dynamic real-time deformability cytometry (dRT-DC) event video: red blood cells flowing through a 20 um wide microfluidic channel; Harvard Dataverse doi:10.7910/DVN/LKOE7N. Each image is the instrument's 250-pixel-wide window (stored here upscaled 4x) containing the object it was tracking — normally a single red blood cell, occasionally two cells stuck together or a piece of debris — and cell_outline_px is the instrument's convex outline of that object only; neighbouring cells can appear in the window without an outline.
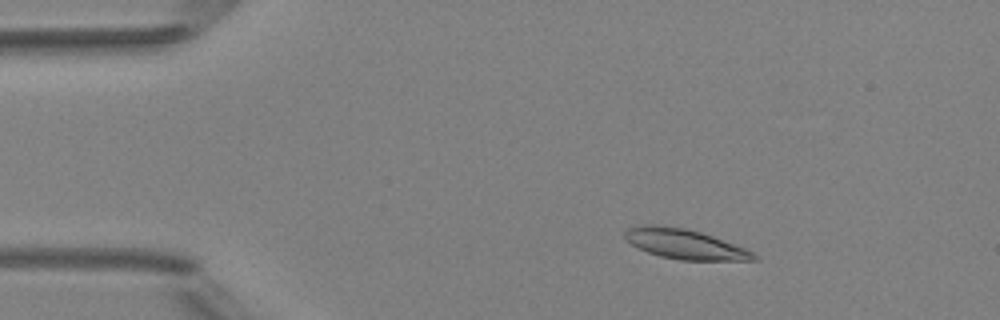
{"species": "Egyptian fruit bat (a non-hibernating species)", "species_latin": "Rousettus aegyptiacus", "temperature_condition": "room temperature", "stored_images_in_passage": 4, "camera_frame_rate_fps": 3000, "um_per_image_px": 0.085, "animal": {"sex": "female"}, "frame": {"image": 1, "passage_image": 3, "time_ms": 2.333, "image_size_px": [1000, 320], "cell_outline_px": [[760, 260], [680, 260], [660, 256], [648, 252], [624, 240], [624, 232], [628, 228], [644, 224], [656, 224], [684, 228], [700, 232], [712, 236], [744, 248], [752, 252]], "centroid_in_image_um": [58.16, 20.74], "position_along_channel_um": 26.8, "area_um2": 22.25}}